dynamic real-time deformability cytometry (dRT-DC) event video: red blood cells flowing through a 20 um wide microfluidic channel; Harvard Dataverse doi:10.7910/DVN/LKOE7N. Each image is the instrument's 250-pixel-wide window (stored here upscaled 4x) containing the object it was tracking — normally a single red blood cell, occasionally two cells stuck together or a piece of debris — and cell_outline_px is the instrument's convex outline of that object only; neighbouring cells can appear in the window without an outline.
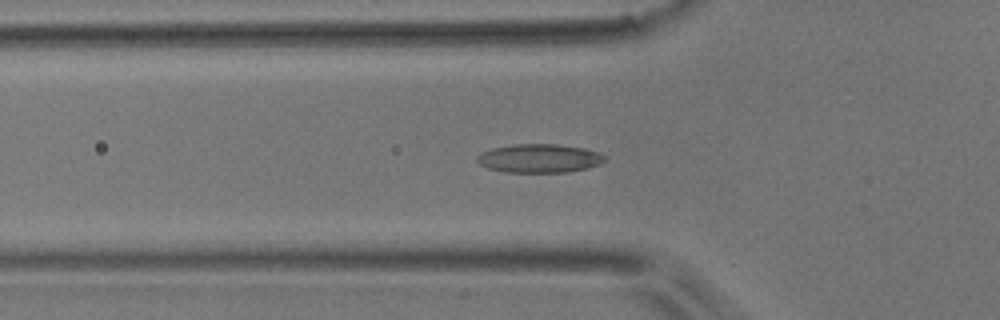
{"species": "common noctule bat (a hibernating species)", "species_latin": "Nyctalus noctula", "temperature_condition": "room temperature", "stored_images_in_passage": 42, "camera_frame_rate_fps": 3000, "um_per_image_px": 0.085, "animal": {"sex": "male", "body_mass_g": 17.9}, "frame": {"image": 1, "passage_image": 5, "time_ms": 1.333, "image_size_px": [1000, 320], "cell_outline_px": [[604, 160], [600, 164], [588, 168], [568, 172], [504, 172], [488, 168], [480, 164], [476, 160], [476, 156], [480, 152], [492, 148], [516, 144], [556, 144], [584, 148], [600, 152], [604, 156]], "centroid_in_image_um": [45.83, 13.46], "position_along_channel_um": 80.0, "area_um2": 21.39}}
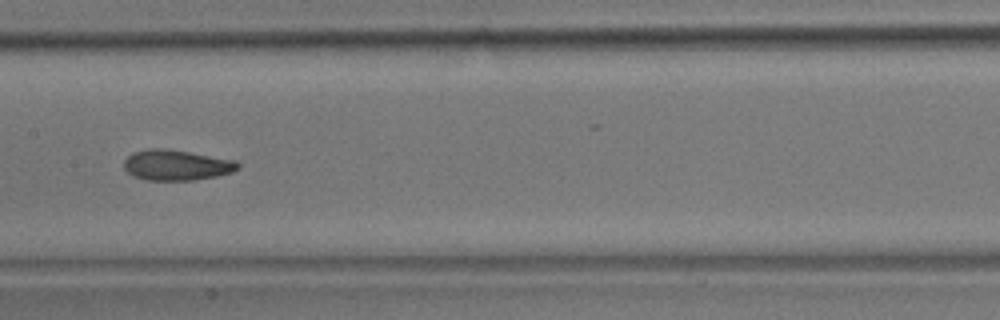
{"frame": {"image": 2, "passage_image": 14, "time_ms": 4.333, "image_size_px": [1000, 320], "cell_outline_px": [[240, 168], [232, 172], [216, 176], [196, 180], [148, 180], [136, 176], [128, 172], [124, 168], [124, 160], [132, 152], [148, 148], [168, 148], [236, 160], [240, 164]], "centroid_in_image_um": [15.02, 14.02], "position_along_channel_um": 192.4, "area_um2": 20.4}}
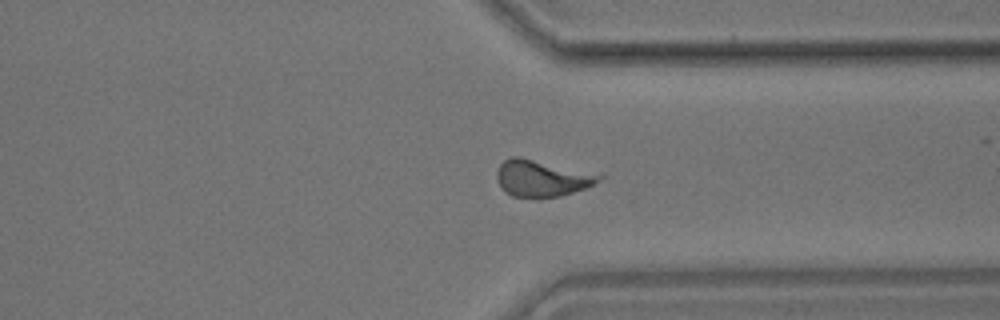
{"frame": {"image": 3, "passage_image": 28, "time_ms": 9.0, "image_size_px": [1000, 320], "cell_outline_px": [[604, 176], [600, 180], [584, 188], [560, 196], [536, 200], [512, 196], [504, 192], [496, 180], [496, 172], [500, 164], [504, 160], [512, 156], [520, 156]], "centroid_in_image_um": [45.95, 15.19], "position_along_channel_um": 365.5, "area_um2": 21.91}, "authors_computed_cell_mechanics": {"area_um2": 20.1144, "velocity_mm_per_s": 3.722, "shape_relaxation_time_tau1_ms": 4.6688, "shape_relaxation_time_tau2_ms": 3.9184, "deformation_change_tau1": 0.1028, "deformation_change_tau2": 0.1211}}